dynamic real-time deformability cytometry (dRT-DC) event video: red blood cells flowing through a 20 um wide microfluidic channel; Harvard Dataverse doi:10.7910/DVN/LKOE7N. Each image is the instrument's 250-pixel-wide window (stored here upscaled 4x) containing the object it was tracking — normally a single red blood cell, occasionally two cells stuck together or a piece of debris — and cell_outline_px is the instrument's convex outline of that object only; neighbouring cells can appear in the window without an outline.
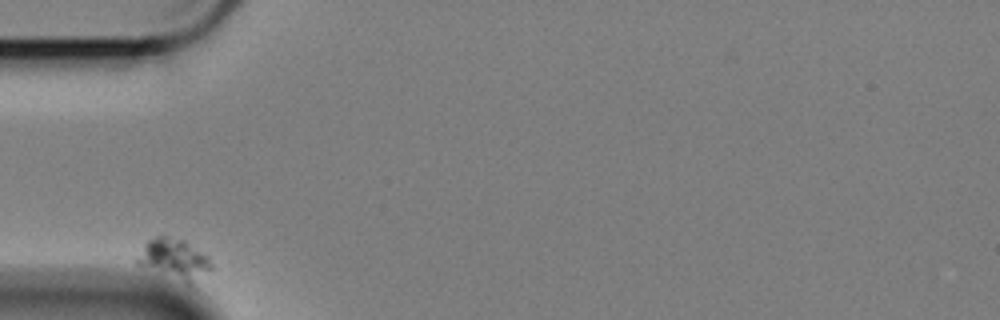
{"species": "Egyptian fruit bat (a non-hibernating species)", "species_latin": "Rousettus aegyptiacus", "temperature_condition": "cold", "stored_images_in_passage": 41, "camera_frame_rate_fps": 3000, "um_per_image_px": 0.085, "animal": {"sex": "female"}, "frame": {"image": 1, "passage_image": 1, "time_ms": 0.0, "image_size_px": [1000, 320], "cell_outline_px": [[212, 272], [192, 284], [184, 284], [136, 264], [136, 260], [144, 244], [148, 240], [156, 236], [168, 236], [184, 240], [208, 256], [212, 264]], "centroid_in_image_um": [14.84, 22.06], "position_along_channel_um": 70.2, "area_um2": 17.8}}
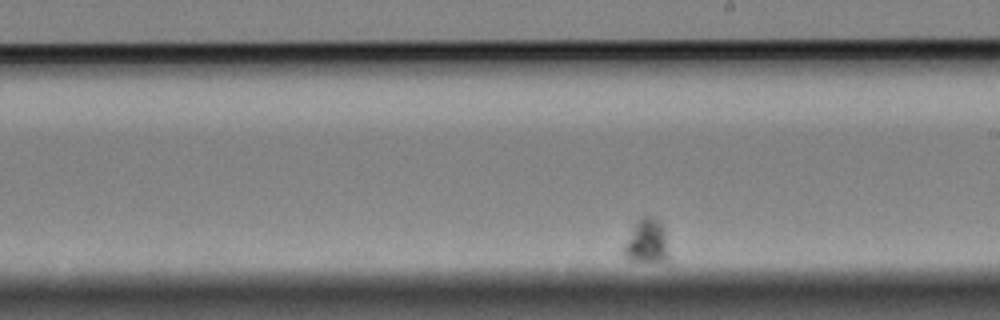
{"frame": {"image": 2, "passage_image": 24, "time_ms": 7.667, "image_size_px": [1000, 320], "cell_outline_px": [[668, 260], [664, 264], [660, 264], [632, 260], [624, 256], [620, 248], [644, 212], [656, 220], [664, 228], [668, 252]], "centroid_in_image_um": [54.96, 20.57], "position_along_channel_um": 234.0, "area_um2": 11.91}}
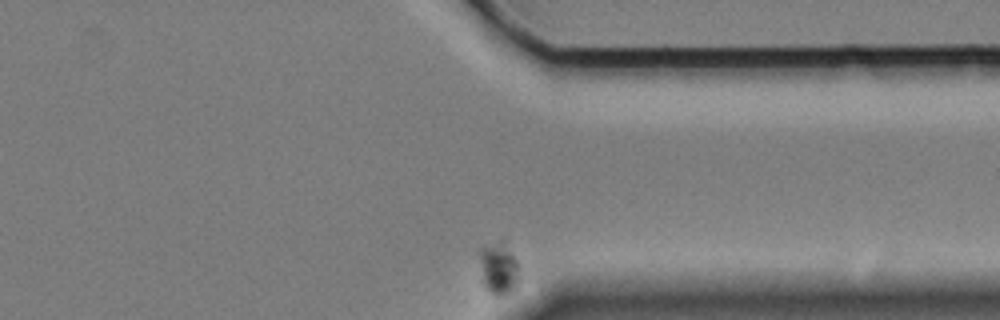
{"frame": {"image": 3, "passage_image": 41, "time_ms": 13.333, "image_size_px": [1000, 320], "cell_outline_px": [[520, 284], [516, 288], [500, 296], [492, 292], [484, 284], [476, 252], [480, 244], [504, 236], [520, 264]], "centroid_in_image_um": [42.4, 22.62], "position_along_channel_um": 369.0, "area_um2": 13.47}}